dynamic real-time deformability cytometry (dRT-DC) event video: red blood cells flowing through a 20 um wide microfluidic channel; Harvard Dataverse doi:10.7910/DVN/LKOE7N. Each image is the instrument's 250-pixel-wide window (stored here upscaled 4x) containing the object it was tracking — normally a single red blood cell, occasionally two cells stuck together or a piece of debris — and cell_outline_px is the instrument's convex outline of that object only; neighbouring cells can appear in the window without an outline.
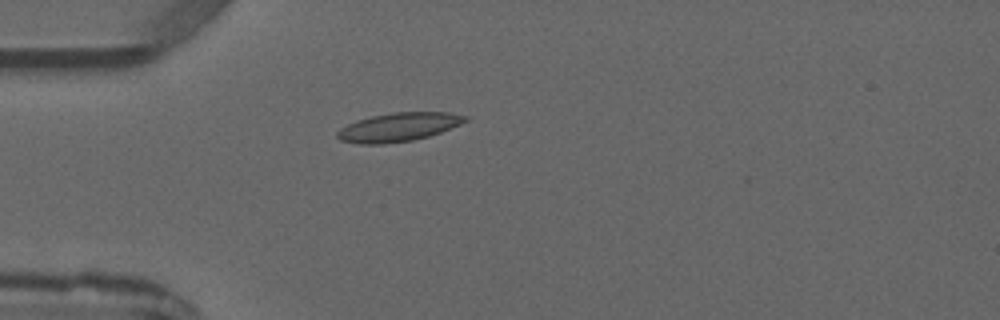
{"species": "common noctule bat (a hibernating species)", "species_latin": "Nyctalus noctula", "temperature_condition": "warm", "stored_images_in_passage": 4, "camera_frame_rate_fps": 3000, "um_per_image_px": 0.085, "animal": {"sex": "male", "forearm_length_mm": 52.5}, "frame": {"image": 1, "passage_image": 4, "time_ms": 3.667, "image_size_px": [1000, 320], "cell_outline_px": [[468, 120], [460, 124], [440, 132], [428, 136], [412, 140], [384, 144], [360, 144], [340, 140], [336, 136], [336, 132], [340, 128], [356, 120], [372, 116], [392, 112], [448, 112], [468, 116]], "centroid_in_image_um": [33.85, 10.8], "position_along_channel_um": 51.1, "area_um2": 21.33}}